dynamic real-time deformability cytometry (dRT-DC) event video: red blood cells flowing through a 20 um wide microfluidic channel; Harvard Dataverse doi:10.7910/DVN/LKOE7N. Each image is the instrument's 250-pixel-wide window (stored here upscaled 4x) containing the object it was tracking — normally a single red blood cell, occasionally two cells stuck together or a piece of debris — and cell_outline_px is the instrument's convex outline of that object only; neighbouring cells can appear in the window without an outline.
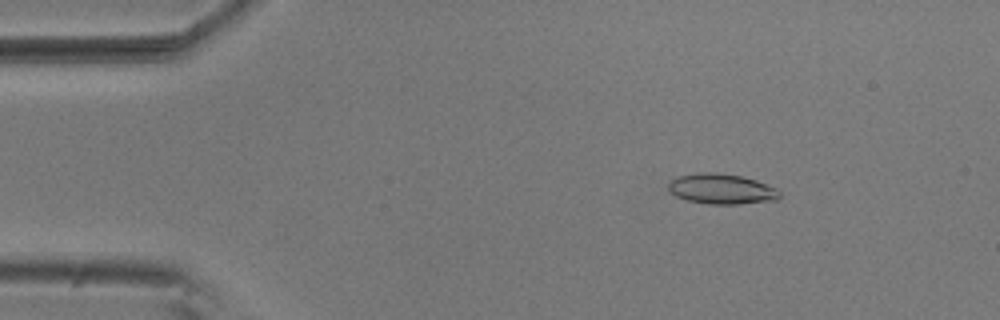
{"species": "common noctule bat (a hibernating species)", "species_latin": "Nyctalus noctula", "temperature_condition": "room temperature", "stored_images_in_passage": 5, "camera_frame_rate_fps": 3000, "um_per_image_px": 0.085, "animal": {"sex": "male", "body_mass_g": 20.5, "forearm_length_mm": 52.5}, "frame": {"image": 1, "passage_image": 3, "time_ms": 0.667, "image_size_px": [1000, 320], "cell_outline_px": [[780, 196], [776, 200], [740, 204], [708, 204], [688, 200], [676, 196], [668, 192], [668, 184], [676, 176], [700, 172], [716, 172], [740, 176], [756, 180], [776, 188], [780, 192]], "centroid_in_image_um": [61.31, 16.06], "position_along_channel_um": 23.7, "area_um2": 19.71}}